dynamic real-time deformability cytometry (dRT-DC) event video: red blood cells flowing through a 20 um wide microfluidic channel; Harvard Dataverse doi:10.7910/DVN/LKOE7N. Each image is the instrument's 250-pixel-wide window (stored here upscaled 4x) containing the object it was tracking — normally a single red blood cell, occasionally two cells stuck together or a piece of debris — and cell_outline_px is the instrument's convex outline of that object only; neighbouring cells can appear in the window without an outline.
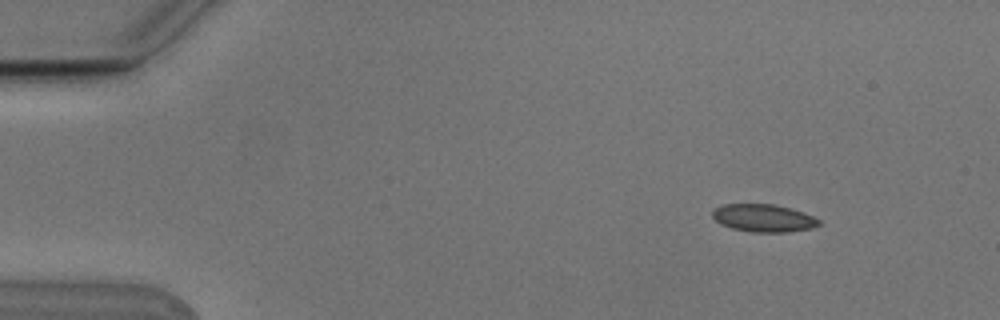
{"species": "Egyptian fruit bat (a non-hibernating species)", "species_latin": "Rousettus aegyptiacus", "temperature_condition": "cold", "stored_images_in_passage": 4, "camera_frame_rate_fps": 3000, "um_per_image_px": 0.085, "animal": {"sex": "male"}, "frame": {"image": 1, "passage_image": 1, "time_ms": 0.0, "image_size_px": [1000, 320], "cell_outline_px": [[820, 224], [812, 228], [788, 232], [752, 232], [732, 228], [716, 220], [712, 216], [712, 208], [720, 204], [772, 204], [792, 208], [804, 212], [820, 220]], "centroid_in_image_um": [64.9, 18.52], "position_along_channel_um": 20.1, "area_um2": 17.22}}
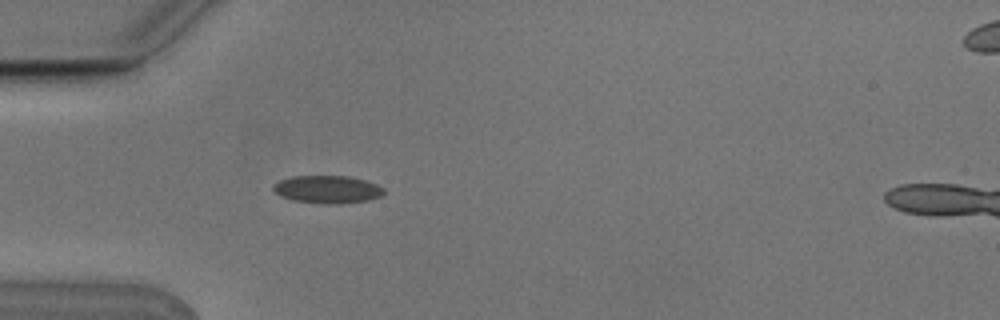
{"frame": {"image": 2, "passage_image": 4, "time_ms": 1.0, "image_size_px": [1000, 320], "cell_outline_px": [[384, 192], [380, 196], [368, 200], [336, 204], [324, 204], [292, 200], [280, 196], [272, 188], [272, 184], [280, 180], [292, 176], [348, 176], [364, 180], [376, 184], [384, 188]], "centroid_in_image_um": [27.8, 16.1], "position_along_channel_um": 57.2, "area_um2": 17.86}}